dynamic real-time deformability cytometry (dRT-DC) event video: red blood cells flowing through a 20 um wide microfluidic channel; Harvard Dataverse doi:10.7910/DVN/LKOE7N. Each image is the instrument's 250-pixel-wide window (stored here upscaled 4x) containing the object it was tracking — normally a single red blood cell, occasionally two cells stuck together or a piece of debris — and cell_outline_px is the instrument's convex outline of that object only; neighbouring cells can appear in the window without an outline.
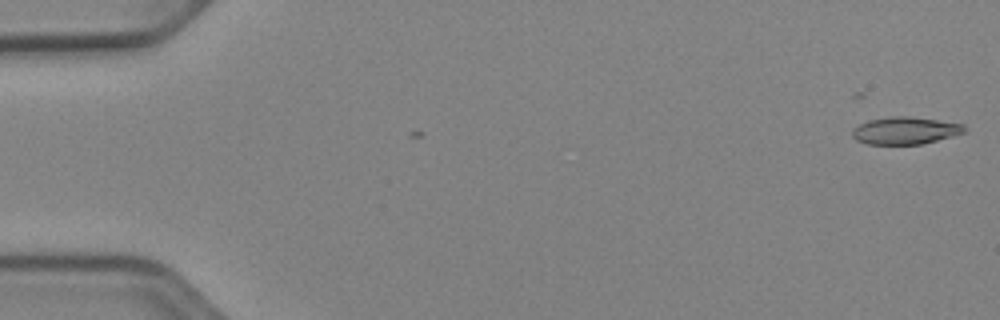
{"species": "Egyptian fruit bat (a non-hibernating species)", "species_latin": "Rousettus aegyptiacus", "temperature_condition": "cold", "stored_images_in_passage": 4, "camera_frame_rate_fps": 3000, "um_per_image_px": 0.085, "animal": {"sex": "female"}, "frame": {"image": 1, "passage_image": 1, "time_ms": 0.0, "image_size_px": [1000, 320], "cell_outline_px": [[964, 132], [952, 136], [920, 144], [868, 144], [856, 140], [852, 136], [852, 128], [868, 120], [892, 116], [908, 116], [964, 124]], "centroid_in_image_um": [76.89, 11.1], "position_along_channel_um": 8.1, "area_um2": 17.63}}